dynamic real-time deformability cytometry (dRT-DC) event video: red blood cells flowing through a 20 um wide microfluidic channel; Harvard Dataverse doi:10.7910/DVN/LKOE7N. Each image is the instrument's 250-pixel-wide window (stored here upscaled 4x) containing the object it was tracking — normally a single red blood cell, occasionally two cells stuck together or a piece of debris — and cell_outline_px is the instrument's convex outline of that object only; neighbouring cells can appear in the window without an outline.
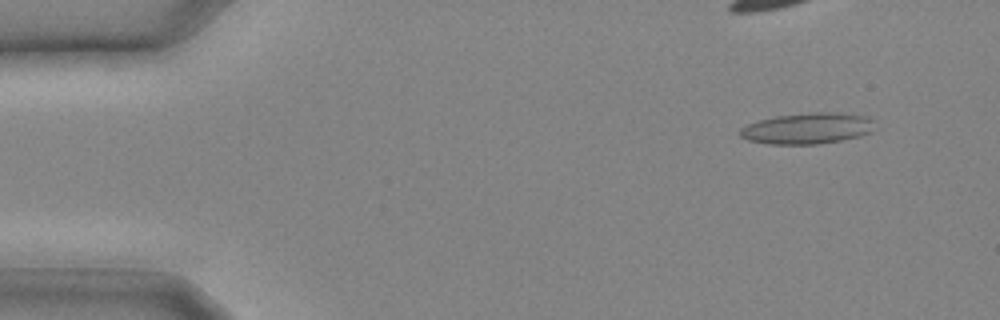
{"species": "common noctule bat (a hibernating species)", "species_latin": "Nyctalus noctula", "temperature_condition": "cold", "stored_images_in_passage": 16, "camera_frame_rate_fps": 3000, "um_per_image_px": 0.085, "animal": {"sex": "male", "body_mass_g": 20.4}, "frame": {"image": 1, "passage_image": 3, "time_ms": 0.667, "image_size_px": [1000, 320], "cell_outline_px": [[872, 132], [860, 136], [840, 140], [816, 144], [768, 144], [748, 140], [740, 136], [740, 128], [748, 124], [760, 120], [776, 116], [812, 112], [840, 112], [868, 116], [872, 120]], "centroid_in_image_um": [68.63, 10.9], "position_along_channel_um": 16.4, "area_um2": 24.33}}